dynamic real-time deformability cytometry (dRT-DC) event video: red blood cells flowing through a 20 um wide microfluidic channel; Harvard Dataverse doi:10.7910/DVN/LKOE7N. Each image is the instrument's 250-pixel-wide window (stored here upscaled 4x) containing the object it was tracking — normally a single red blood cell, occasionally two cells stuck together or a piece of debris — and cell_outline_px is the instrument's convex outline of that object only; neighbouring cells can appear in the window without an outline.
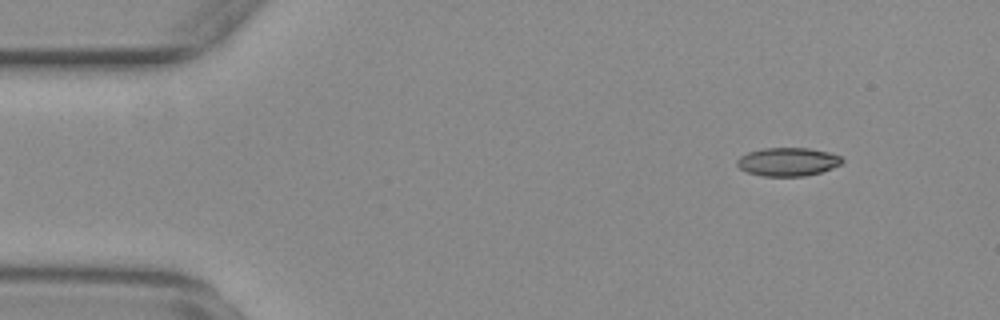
{"species": "common noctule bat (a hibernating species)", "species_latin": "Nyctalus noctula", "temperature_condition": "warm", "stored_images_in_passage": 8, "camera_frame_rate_fps": 3000, "um_per_image_px": 0.085, "animal": {"sex": "female", "body_mass_g": 29.2, "forearm_length_mm": 56.3}, "frame": {"image": 1, "passage_image": 1, "time_ms": 0.0, "image_size_px": [1000, 320], "cell_outline_px": [[844, 160], [840, 164], [832, 168], [820, 172], [804, 176], [764, 176], [748, 172], [740, 168], [736, 164], [736, 160], [740, 156], [748, 152], [764, 148], [808, 148], [828, 152], [840, 156]], "centroid_in_image_um": [66.95, 13.75], "position_along_channel_um": 18.0, "area_um2": 17.28}}